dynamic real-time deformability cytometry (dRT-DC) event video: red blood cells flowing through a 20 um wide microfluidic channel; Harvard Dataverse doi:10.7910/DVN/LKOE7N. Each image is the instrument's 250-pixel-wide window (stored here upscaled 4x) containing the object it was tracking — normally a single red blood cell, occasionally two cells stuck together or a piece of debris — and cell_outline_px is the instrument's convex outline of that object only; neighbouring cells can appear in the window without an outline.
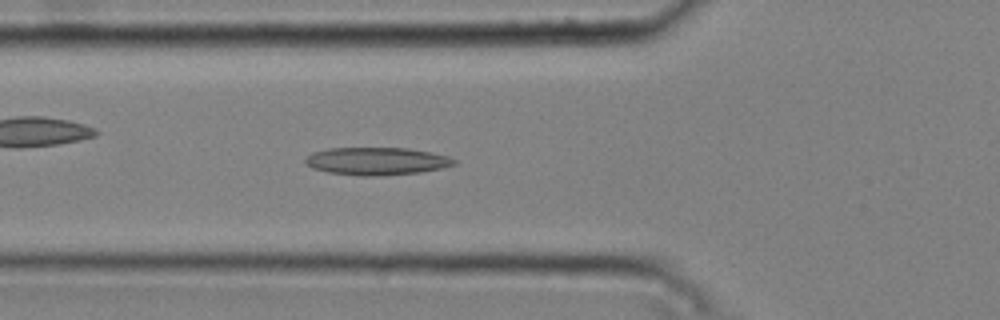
{"species": "common noctule bat (a hibernating species)", "species_latin": "Nyctalus noctula", "temperature_condition": "cold", "stored_images_in_passage": 37, "camera_frame_rate_fps": 3000, "um_per_image_px": 0.085, "animal": {"sex": "male", "body_mass_g": 20.4}, "frame": {"image": 1, "passage_image": 5, "time_ms": 1.333, "image_size_px": [1000, 320], "cell_outline_px": [[456, 164], [444, 168], [420, 172], [380, 176], [360, 176], [328, 172], [312, 168], [304, 160], [312, 152], [328, 148], [408, 148], [448, 156], [456, 160]], "centroid_in_image_um": [32.03, 13.7], "position_along_channel_um": 93.8, "area_um2": 23.99}}
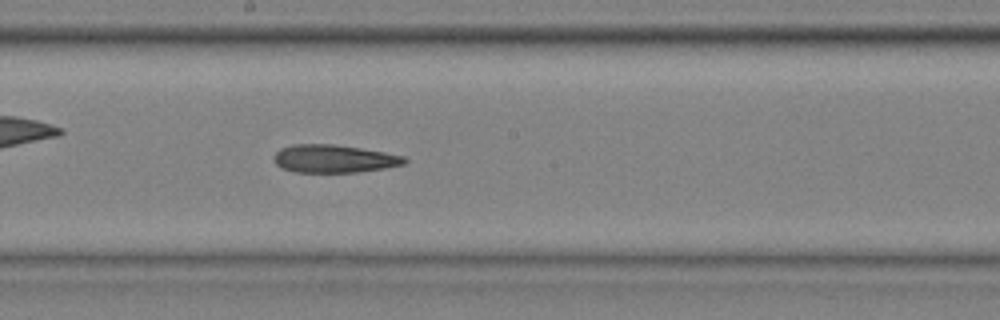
{"frame": {"image": 2, "passage_image": 15, "time_ms": 4.667, "image_size_px": [1000, 320], "cell_outline_px": [[408, 160], [404, 164], [384, 168], [360, 172], [296, 172], [280, 168], [276, 164], [272, 156], [280, 148], [292, 144], [332, 144], [360, 148], [384, 152], [404, 156]], "centroid_in_image_um": [28.35, 13.49], "position_along_channel_um": 219.9, "area_um2": 21.33}}
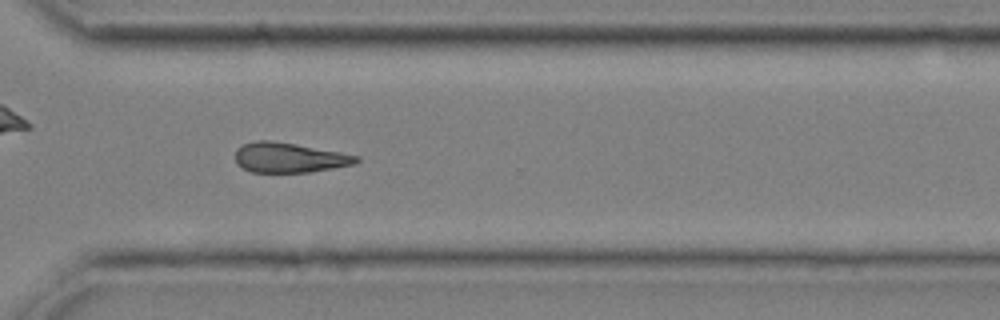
{"frame": {"image": 3, "passage_image": 25, "time_ms": 8.0, "image_size_px": [1000, 320], "cell_outline_px": [[360, 160], [356, 164], [308, 172], [252, 172], [236, 164], [236, 148], [244, 144], [256, 140], [272, 140], [296, 144], [340, 152], [360, 156]], "centroid_in_image_um": [24.59, 13.39], "position_along_channel_um": 346.0, "area_um2": 21.1}, "authors_computed_cell_mechanics": {"area_um2": 21.3282, "velocity_mm_per_s": 3.7755, "shape_relaxation_time_tau1_ms": null, "shape_relaxation_time_tau2_ms": 8.0897, "deformation_change_tau1": null, "deformation_change_tau2": 0.2187}}